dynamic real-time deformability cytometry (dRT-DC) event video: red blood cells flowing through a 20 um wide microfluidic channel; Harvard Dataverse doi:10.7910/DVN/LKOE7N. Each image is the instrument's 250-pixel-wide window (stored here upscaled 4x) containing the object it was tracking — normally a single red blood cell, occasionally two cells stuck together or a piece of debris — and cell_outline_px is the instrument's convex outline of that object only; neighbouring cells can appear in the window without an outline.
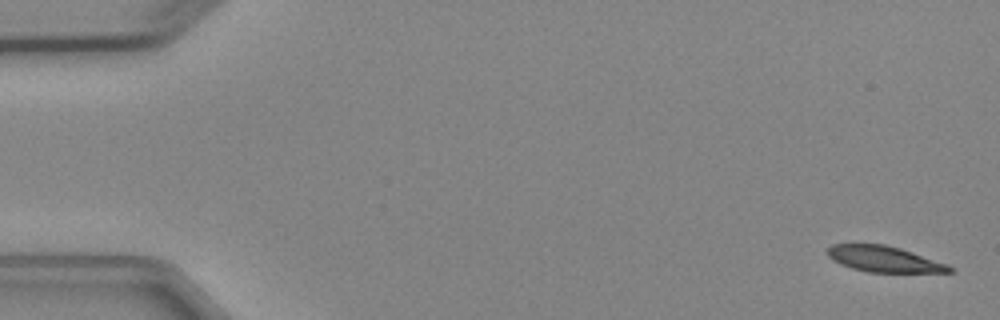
{"species": "Egyptian fruit bat (a non-hibernating species)", "species_latin": "Rousettus aegyptiacus", "temperature_condition": "cold", "stored_images_in_passage": 5, "camera_frame_rate_fps": 3000, "um_per_image_px": 0.085, "animal": {"sex": "female"}, "frame": {"image": 1, "passage_image": 1, "time_ms": 0.0, "image_size_px": [1000, 320], "cell_outline_px": [[952, 272], [868, 272], [852, 268], [840, 264], [832, 260], [828, 256], [828, 248], [832, 244], [884, 244], [900, 248], [948, 264], [952, 268]], "centroid_in_image_um": [75.12, 22.02], "position_along_channel_um": 9.9, "area_um2": 18.26}}